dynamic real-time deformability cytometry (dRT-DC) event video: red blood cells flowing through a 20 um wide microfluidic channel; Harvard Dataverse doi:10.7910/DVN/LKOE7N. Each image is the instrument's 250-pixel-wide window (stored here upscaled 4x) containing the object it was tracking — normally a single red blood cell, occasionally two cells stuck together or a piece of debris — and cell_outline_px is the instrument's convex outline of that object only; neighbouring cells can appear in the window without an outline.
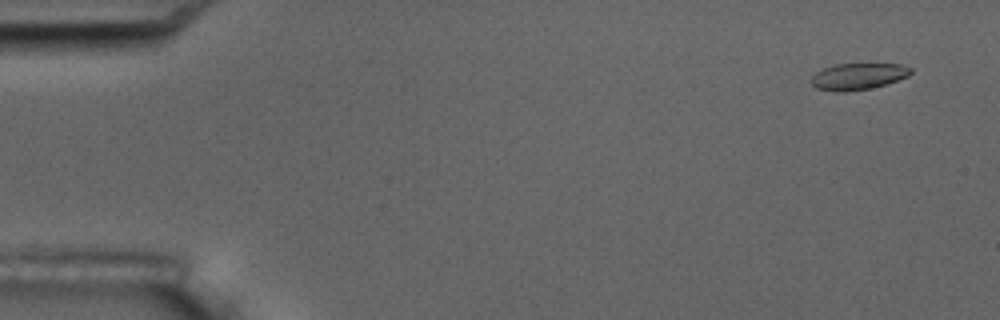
{"species": "common noctule bat (a hibernating species)", "species_latin": "Nyctalus noctula", "temperature_condition": "room temperature", "stored_images_in_passage": 4, "camera_frame_rate_fps": 3000, "um_per_image_px": 0.085, "animal": {"sex": "male", "body_mass_g": 17.5, "forearm_length_mm": 52.3}, "frame": {"image": 1, "passage_image": 1, "time_ms": 0.0, "image_size_px": [1000, 320], "cell_outline_px": [[912, 72], [908, 76], [884, 84], [868, 88], [844, 92], [836, 92], [816, 88], [812, 84], [812, 76], [816, 72], [824, 68], [836, 64], [868, 60], [900, 64], [912, 68]], "centroid_in_image_um": [72.97, 6.42], "position_along_channel_um": 12.0, "area_um2": 16.07}}
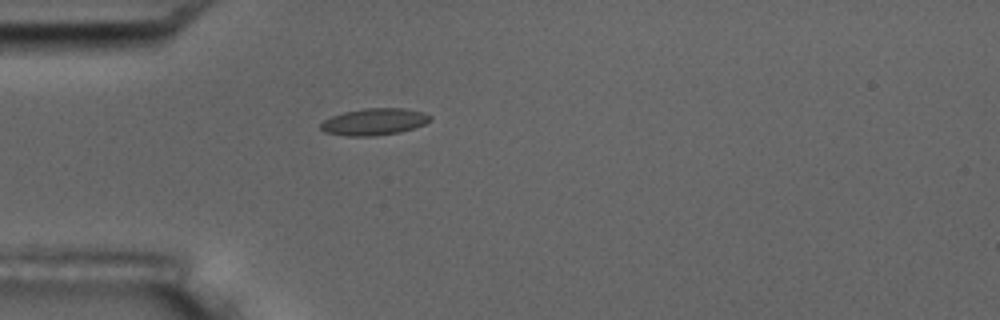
{"frame": {"image": 2, "passage_image": 4, "time_ms": 4.333, "image_size_px": [1000, 320], "cell_outline_px": [[432, 120], [424, 124], [400, 132], [376, 136], [344, 136], [324, 132], [320, 128], [320, 124], [324, 120], [332, 116], [344, 112], [364, 108], [404, 108], [424, 112], [432, 116]], "centroid_in_image_um": [31.81, 10.35], "position_along_channel_um": 53.2, "area_um2": 17.22}}